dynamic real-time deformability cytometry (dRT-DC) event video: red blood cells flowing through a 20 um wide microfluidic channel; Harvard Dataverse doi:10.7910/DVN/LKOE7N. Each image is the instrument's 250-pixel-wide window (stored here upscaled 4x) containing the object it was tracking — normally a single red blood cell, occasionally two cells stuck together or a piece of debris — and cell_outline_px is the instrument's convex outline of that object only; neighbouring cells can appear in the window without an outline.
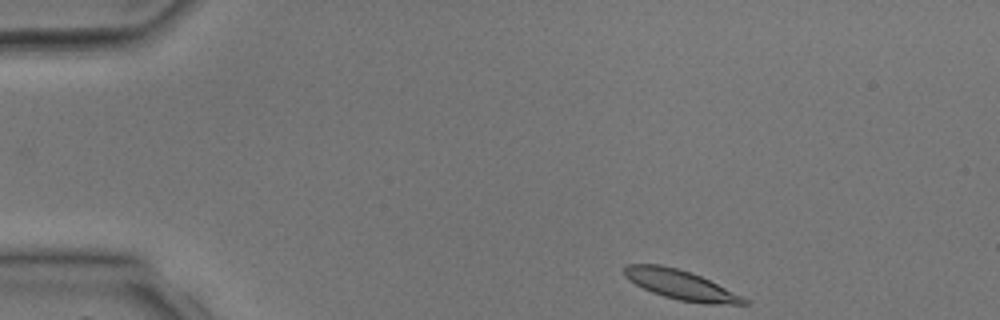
{"species": "common noctule bat (a hibernating species)", "species_latin": "Nyctalus noctula", "temperature_condition": "room temperature", "stored_images_in_passage": 35, "camera_frame_rate_fps": 3000, "um_per_image_px": 0.085, "animal": {"sex": "male", "body_mass_g": 17.9, "forearm_length_mm": 54.2}, "frame": {"image": 1, "passage_image": 1, "time_ms": 0.0, "image_size_px": [1000, 320], "cell_outline_px": [[752, 304], [704, 304], [680, 300], [664, 296], [652, 292], [628, 280], [624, 276], [624, 268], [628, 264], [660, 264], [676, 268], [700, 276], [748, 300]], "centroid_in_image_um": [57.81, 24.21], "position_along_channel_um": 27.2, "area_um2": 20.11}}
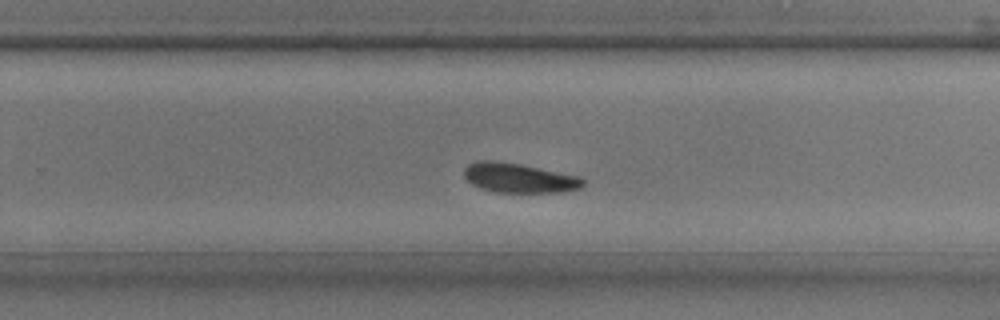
{"frame": {"image": 2, "passage_image": 21, "time_ms": 6.667, "image_size_px": [1000, 320], "cell_outline_px": [[584, 184], [580, 188], [560, 192], [496, 192], [480, 188], [472, 184], [464, 176], [464, 168], [468, 164], [476, 160], [496, 160], [520, 164], [580, 176], [584, 180]], "centroid_in_image_um": [44.09, 15.11], "position_along_channel_um": 285.7, "area_um2": 20.52}}
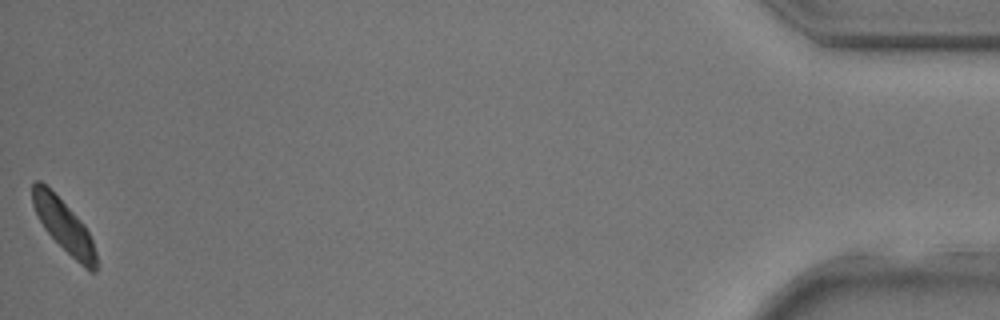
{"frame": {"image": 3, "passage_image": 35, "time_ms": 11.333, "image_size_px": [1000, 320], "cell_outline_px": [[96, 272], [92, 272], [80, 264], [44, 228], [32, 204], [32, 184], [36, 180], [40, 180], [84, 224], [92, 240], [96, 252]], "centroid_in_image_um": [5.43, 19.19], "position_along_channel_um": 429.8, "area_um2": 18.61}}